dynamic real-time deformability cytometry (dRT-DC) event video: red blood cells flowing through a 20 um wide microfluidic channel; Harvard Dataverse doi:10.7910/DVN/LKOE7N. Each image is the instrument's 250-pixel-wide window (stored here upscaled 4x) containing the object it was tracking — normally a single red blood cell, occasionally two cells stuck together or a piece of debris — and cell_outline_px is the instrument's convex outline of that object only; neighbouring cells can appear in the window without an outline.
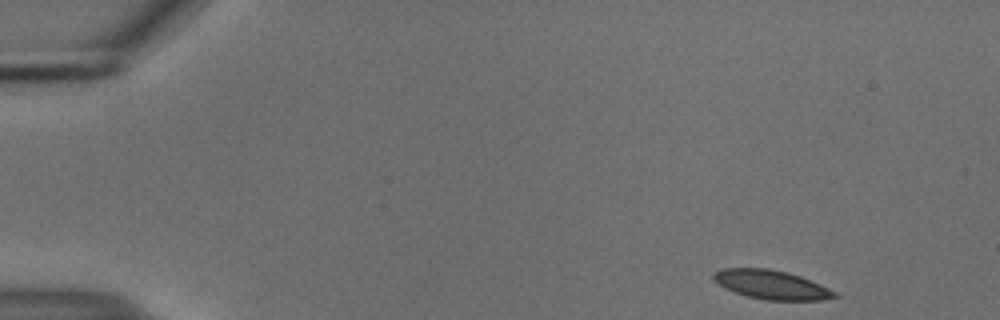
{"species": "common noctule bat (a hibernating species)", "species_latin": "Nyctalus noctula", "temperature_condition": "cold", "stored_images_in_passage": 50, "camera_frame_rate_fps": 3000, "um_per_image_px": 0.085, "animal": {"sex": "male", "body_mass_g": 18.8}, "frame": {"image": 1, "passage_image": 1, "time_ms": 0.0, "image_size_px": [1000, 320], "cell_outline_px": [[840, 296], [820, 300], [768, 300], [748, 296], [724, 288], [712, 280], [712, 272], [724, 268], [768, 268], [788, 272], [800, 276], [820, 284], [836, 292]], "centroid_in_image_um": [65.54, 24.18], "position_along_channel_um": 19.5, "area_um2": 20.46}}
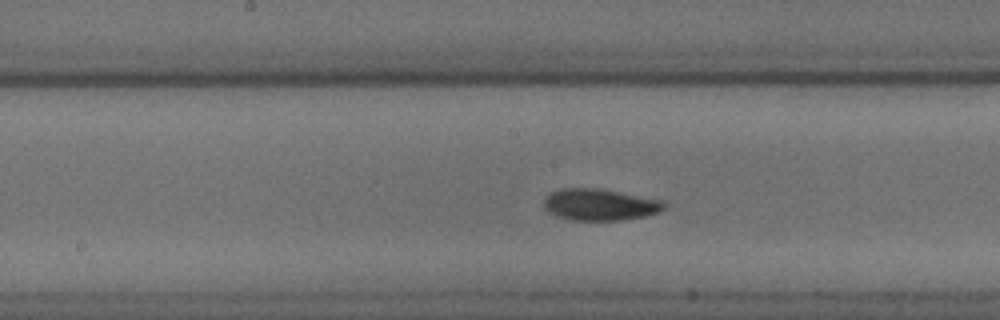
{"frame": {"image": 2, "passage_image": 24, "time_ms": 7.667, "image_size_px": [1000, 320], "cell_outline_px": [[664, 208], [660, 212], [644, 216], [620, 220], [572, 220], [556, 216], [548, 212], [544, 208], [544, 196], [560, 188], [596, 188], [664, 200]], "centroid_in_image_um": [50.95, 17.39], "position_along_channel_um": 197.3, "area_um2": 22.14}}
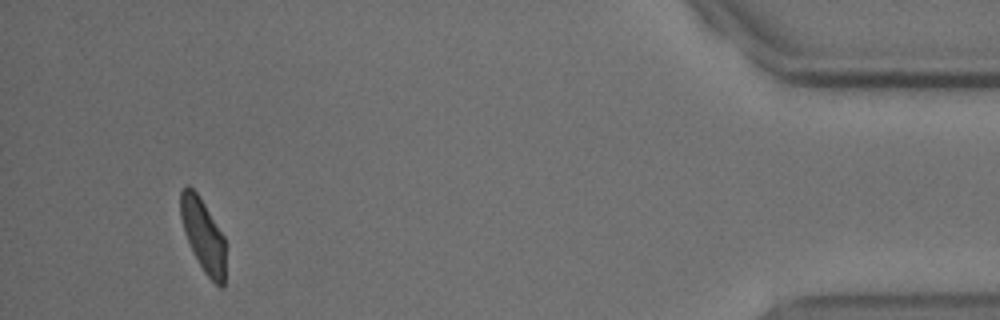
{"frame": {"image": 3, "passage_image": 47, "time_ms": 15.333, "image_size_px": [1000, 320], "cell_outline_px": [[224, 288], [220, 288], [204, 272], [188, 240], [180, 216], [180, 192], [188, 184], [196, 192], [204, 204], [224, 236]], "centroid_in_image_um": [17.27, 19.98], "position_along_channel_um": 417.9, "area_um2": 18.5}, "authors_computed_cell_mechanics": {"area_um2": 21.2704, "velocity_mm_per_s": 3.6997, "shape_relaxation_time_tau1_ms": 3.1618, "shape_relaxation_time_tau2_ms": 1.911, "deformation_change_tau1": 0.1162, "deformation_change_tau2": 0.0492}}